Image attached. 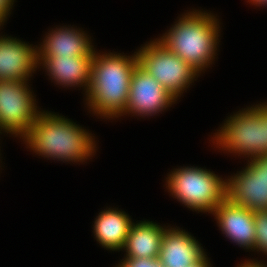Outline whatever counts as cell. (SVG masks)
<instances>
[{
  "mask_svg": "<svg viewBox=\"0 0 267 267\" xmlns=\"http://www.w3.org/2000/svg\"><path fill=\"white\" fill-rule=\"evenodd\" d=\"M167 228L146 220L133 223L123 248L126 251L124 257L158 258Z\"/></svg>",
  "mask_w": 267,
  "mask_h": 267,
  "instance_id": "2e32d148",
  "label": "cell"
},
{
  "mask_svg": "<svg viewBox=\"0 0 267 267\" xmlns=\"http://www.w3.org/2000/svg\"><path fill=\"white\" fill-rule=\"evenodd\" d=\"M122 260L116 267H163L158 258L124 257Z\"/></svg>",
  "mask_w": 267,
  "mask_h": 267,
  "instance_id": "ac0fdd59",
  "label": "cell"
},
{
  "mask_svg": "<svg viewBox=\"0 0 267 267\" xmlns=\"http://www.w3.org/2000/svg\"><path fill=\"white\" fill-rule=\"evenodd\" d=\"M255 241L254 250L267 255V210L254 211Z\"/></svg>",
  "mask_w": 267,
  "mask_h": 267,
  "instance_id": "e0dca14e",
  "label": "cell"
},
{
  "mask_svg": "<svg viewBox=\"0 0 267 267\" xmlns=\"http://www.w3.org/2000/svg\"><path fill=\"white\" fill-rule=\"evenodd\" d=\"M27 83L0 80V133L23 138L42 112Z\"/></svg>",
  "mask_w": 267,
  "mask_h": 267,
  "instance_id": "52a82bcc",
  "label": "cell"
},
{
  "mask_svg": "<svg viewBox=\"0 0 267 267\" xmlns=\"http://www.w3.org/2000/svg\"><path fill=\"white\" fill-rule=\"evenodd\" d=\"M86 33L74 27L52 29L46 34L41 46L37 47L38 57H75L93 55L95 48Z\"/></svg>",
  "mask_w": 267,
  "mask_h": 267,
  "instance_id": "5bb4252c",
  "label": "cell"
},
{
  "mask_svg": "<svg viewBox=\"0 0 267 267\" xmlns=\"http://www.w3.org/2000/svg\"><path fill=\"white\" fill-rule=\"evenodd\" d=\"M100 54L94 51L90 85L86 93L87 106L97 116L118 118L123 116L129 99L131 77L138 64L137 53Z\"/></svg>",
  "mask_w": 267,
  "mask_h": 267,
  "instance_id": "6da1fadb",
  "label": "cell"
},
{
  "mask_svg": "<svg viewBox=\"0 0 267 267\" xmlns=\"http://www.w3.org/2000/svg\"><path fill=\"white\" fill-rule=\"evenodd\" d=\"M225 237L244 249H254V211L238 206L227 197L214 209L213 214Z\"/></svg>",
  "mask_w": 267,
  "mask_h": 267,
  "instance_id": "8fae6325",
  "label": "cell"
},
{
  "mask_svg": "<svg viewBox=\"0 0 267 267\" xmlns=\"http://www.w3.org/2000/svg\"><path fill=\"white\" fill-rule=\"evenodd\" d=\"M227 180L226 197L252 211L267 210V167L257 158Z\"/></svg>",
  "mask_w": 267,
  "mask_h": 267,
  "instance_id": "ba28073f",
  "label": "cell"
},
{
  "mask_svg": "<svg viewBox=\"0 0 267 267\" xmlns=\"http://www.w3.org/2000/svg\"><path fill=\"white\" fill-rule=\"evenodd\" d=\"M22 139L36 154L63 162H84L97 148L94 136L86 129L47 111L39 114Z\"/></svg>",
  "mask_w": 267,
  "mask_h": 267,
  "instance_id": "7a4b0ae2",
  "label": "cell"
},
{
  "mask_svg": "<svg viewBox=\"0 0 267 267\" xmlns=\"http://www.w3.org/2000/svg\"><path fill=\"white\" fill-rule=\"evenodd\" d=\"M267 167V154L262 156H256Z\"/></svg>",
  "mask_w": 267,
  "mask_h": 267,
  "instance_id": "603a6c76",
  "label": "cell"
},
{
  "mask_svg": "<svg viewBox=\"0 0 267 267\" xmlns=\"http://www.w3.org/2000/svg\"><path fill=\"white\" fill-rule=\"evenodd\" d=\"M256 261L257 260H247L244 263H241V265L239 264L237 267H267L264 263Z\"/></svg>",
  "mask_w": 267,
  "mask_h": 267,
  "instance_id": "ffe728a7",
  "label": "cell"
},
{
  "mask_svg": "<svg viewBox=\"0 0 267 267\" xmlns=\"http://www.w3.org/2000/svg\"><path fill=\"white\" fill-rule=\"evenodd\" d=\"M14 4V0H0V26H3L6 19L11 13L12 6Z\"/></svg>",
  "mask_w": 267,
  "mask_h": 267,
  "instance_id": "d6986e66",
  "label": "cell"
},
{
  "mask_svg": "<svg viewBox=\"0 0 267 267\" xmlns=\"http://www.w3.org/2000/svg\"><path fill=\"white\" fill-rule=\"evenodd\" d=\"M258 105L265 111V119L267 120V102Z\"/></svg>",
  "mask_w": 267,
  "mask_h": 267,
  "instance_id": "cb8c5ba5",
  "label": "cell"
},
{
  "mask_svg": "<svg viewBox=\"0 0 267 267\" xmlns=\"http://www.w3.org/2000/svg\"><path fill=\"white\" fill-rule=\"evenodd\" d=\"M0 36V80L28 81L39 66L37 46Z\"/></svg>",
  "mask_w": 267,
  "mask_h": 267,
  "instance_id": "30bf717a",
  "label": "cell"
},
{
  "mask_svg": "<svg viewBox=\"0 0 267 267\" xmlns=\"http://www.w3.org/2000/svg\"><path fill=\"white\" fill-rule=\"evenodd\" d=\"M177 100L139 64L131 77L125 114L152 116L170 107Z\"/></svg>",
  "mask_w": 267,
  "mask_h": 267,
  "instance_id": "9c48e42d",
  "label": "cell"
},
{
  "mask_svg": "<svg viewBox=\"0 0 267 267\" xmlns=\"http://www.w3.org/2000/svg\"><path fill=\"white\" fill-rule=\"evenodd\" d=\"M205 256L201 244L185 230L175 227L165 230L158 257L163 267H188Z\"/></svg>",
  "mask_w": 267,
  "mask_h": 267,
  "instance_id": "7c38bea8",
  "label": "cell"
},
{
  "mask_svg": "<svg viewBox=\"0 0 267 267\" xmlns=\"http://www.w3.org/2000/svg\"><path fill=\"white\" fill-rule=\"evenodd\" d=\"M218 131L213 143L220 150L250 159L267 154V120L265 111L258 104L228 117Z\"/></svg>",
  "mask_w": 267,
  "mask_h": 267,
  "instance_id": "277c9868",
  "label": "cell"
},
{
  "mask_svg": "<svg viewBox=\"0 0 267 267\" xmlns=\"http://www.w3.org/2000/svg\"><path fill=\"white\" fill-rule=\"evenodd\" d=\"M92 59L93 55L38 57V64H43L50 80H54L56 84L64 85L63 87L84 86L86 94L90 85Z\"/></svg>",
  "mask_w": 267,
  "mask_h": 267,
  "instance_id": "4fadbf2b",
  "label": "cell"
},
{
  "mask_svg": "<svg viewBox=\"0 0 267 267\" xmlns=\"http://www.w3.org/2000/svg\"><path fill=\"white\" fill-rule=\"evenodd\" d=\"M248 2L255 6H267V0H248Z\"/></svg>",
  "mask_w": 267,
  "mask_h": 267,
  "instance_id": "7402d4cb",
  "label": "cell"
},
{
  "mask_svg": "<svg viewBox=\"0 0 267 267\" xmlns=\"http://www.w3.org/2000/svg\"><path fill=\"white\" fill-rule=\"evenodd\" d=\"M172 26L157 40L199 73L206 70L213 63L219 44L216 16L194 10L182 15Z\"/></svg>",
  "mask_w": 267,
  "mask_h": 267,
  "instance_id": "3957f363",
  "label": "cell"
},
{
  "mask_svg": "<svg viewBox=\"0 0 267 267\" xmlns=\"http://www.w3.org/2000/svg\"><path fill=\"white\" fill-rule=\"evenodd\" d=\"M133 222L124 211L104 209L94 221L93 233L96 241L107 250L120 251L124 248Z\"/></svg>",
  "mask_w": 267,
  "mask_h": 267,
  "instance_id": "9a60e30c",
  "label": "cell"
},
{
  "mask_svg": "<svg viewBox=\"0 0 267 267\" xmlns=\"http://www.w3.org/2000/svg\"><path fill=\"white\" fill-rule=\"evenodd\" d=\"M188 267H212L211 263L209 262L207 255L200 260L199 262H196L194 264L189 265Z\"/></svg>",
  "mask_w": 267,
  "mask_h": 267,
  "instance_id": "44dd1931",
  "label": "cell"
},
{
  "mask_svg": "<svg viewBox=\"0 0 267 267\" xmlns=\"http://www.w3.org/2000/svg\"><path fill=\"white\" fill-rule=\"evenodd\" d=\"M138 64L177 100L200 74L157 39L137 50Z\"/></svg>",
  "mask_w": 267,
  "mask_h": 267,
  "instance_id": "8992f818",
  "label": "cell"
},
{
  "mask_svg": "<svg viewBox=\"0 0 267 267\" xmlns=\"http://www.w3.org/2000/svg\"><path fill=\"white\" fill-rule=\"evenodd\" d=\"M166 184L174 198L198 212L212 214L226 198L227 180L200 167L175 169L168 175Z\"/></svg>",
  "mask_w": 267,
  "mask_h": 267,
  "instance_id": "5b68a950",
  "label": "cell"
}]
</instances>
